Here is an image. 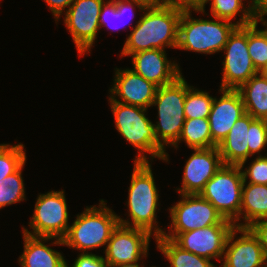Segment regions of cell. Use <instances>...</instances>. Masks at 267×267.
I'll use <instances>...</instances> for the list:
<instances>
[{"mask_svg":"<svg viewBox=\"0 0 267 267\" xmlns=\"http://www.w3.org/2000/svg\"><path fill=\"white\" fill-rule=\"evenodd\" d=\"M185 8L186 4L174 1L147 7L127 36L120 57L143 50L176 49L179 20Z\"/></svg>","mask_w":267,"mask_h":267,"instance_id":"obj_1","label":"cell"},{"mask_svg":"<svg viewBox=\"0 0 267 267\" xmlns=\"http://www.w3.org/2000/svg\"><path fill=\"white\" fill-rule=\"evenodd\" d=\"M131 183L128 188V217H119V224L149 232L154 238L163 236L165 230L158 226L157 210L159 204L158 189L155 185L150 162H134Z\"/></svg>","mask_w":267,"mask_h":267,"instance_id":"obj_2","label":"cell"},{"mask_svg":"<svg viewBox=\"0 0 267 267\" xmlns=\"http://www.w3.org/2000/svg\"><path fill=\"white\" fill-rule=\"evenodd\" d=\"M109 103L117 132L139 151L134 162H150L149 158L169 161L166 148L157 141L153 122L146 117L148 109L119 103L110 97ZM145 153L151 156L148 158Z\"/></svg>","mask_w":267,"mask_h":267,"instance_id":"obj_3","label":"cell"},{"mask_svg":"<svg viewBox=\"0 0 267 267\" xmlns=\"http://www.w3.org/2000/svg\"><path fill=\"white\" fill-rule=\"evenodd\" d=\"M194 5H187L179 20L176 49L214 54L221 52L229 35L237 27L236 22L219 19H196L192 17Z\"/></svg>","mask_w":267,"mask_h":267,"instance_id":"obj_4","label":"cell"},{"mask_svg":"<svg viewBox=\"0 0 267 267\" xmlns=\"http://www.w3.org/2000/svg\"><path fill=\"white\" fill-rule=\"evenodd\" d=\"M106 205L105 200L101 199L98 206H86L81 214H77L62 238L63 244L82 253L107 246L119 224V217Z\"/></svg>","mask_w":267,"mask_h":267,"instance_id":"obj_5","label":"cell"},{"mask_svg":"<svg viewBox=\"0 0 267 267\" xmlns=\"http://www.w3.org/2000/svg\"><path fill=\"white\" fill-rule=\"evenodd\" d=\"M190 87L181 75L173 83L156 90L151 107L157 106L159 121L153 125L157 141L164 148L173 146L181 135L185 122L184 102Z\"/></svg>","mask_w":267,"mask_h":267,"instance_id":"obj_6","label":"cell"},{"mask_svg":"<svg viewBox=\"0 0 267 267\" xmlns=\"http://www.w3.org/2000/svg\"><path fill=\"white\" fill-rule=\"evenodd\" d=\"M243 182L239 165H223L200 193L235 227H239Z\"/></svg>","mask_w":267,"mask_h":267,"instance_id":"obj_7","label":"cell"},{"mask_svg":"<svg viewBox=\"0 0 267 267\" xmlns=\"http://www.w3.org/2000/svg\"><path fill=\"white\" fill-rule=\"evenodd\" d=\"M33 216L22 232L32 236L56 237L62 239L69 228L68 205L65 191H50L36 198Z\"/></svg>","mask_w":267,"mask_h":267,"instance_id":"obj_8","label":"cell"},{"mask_svg":"<svg viewBox=\"0 0 267 267\" xmlns=\"http://www.w3.org/2000/svg\"><path fill=\"white\" fill-rule=\"evenodd\" d=\"M181 200L169 208L171 224L168 233H182L215 224H234L200 194H180Z\"/></svg>","mask_w":267,"mask_h":267,"instance_id":"obj_9","label":"cell"},{"mask_svg":"<svg viewBox=\"0 0 267 267\" xmlns=\"http://www.w3.org/2000/svg\"><path fill=\"white\" fill-rule=\"evenodd\" d=\"M151 236L145 230L118 224L104 250L108 267L140 266L139 261L148 255Z\"/></svg>","mask_w":267,"mask_h":267,"instance_id":"obj_10","label":"cell"},{"mask_svg":"<svg viewBox=\"0 0 267 267\" xmlns=\"http://www.w3.org/2000/svg\"><path fill=\"white\" fill-rule=\"evenodd\" d=\"M225 53L221 89H238L252 76L259 73L251 59L247 46V25L237 26L229 35L223 50Z\"/></svg>","mask_w":267,"mask_h":267,"instance_id":"obj_11","label":"cell"},{"mask_svg":"<svg viewBox=\"0 0 267 267\" xmlns=\"http://www.w3.org/2000/svg\"><path fill=\"white\" fill-rule=\"evenodd\" d=\"M106 0H74L64 13V24L72 36L79 56L90 53L98 32L99 15Z\"/></svg>","mask_w":267,"mask_h":267,"instance_id":"obj_12","label":"cell"},{"mask_svg":"<svg viewBox=\"0 0 267 267\" xmlns=\"http://www.w3.org/2000/svg\"><path fill=\"white\" fill-rule=\"evenodd\" d=\"M234 227V224H215L182 233L165 231L163 237L172 239L182 249L200 257L222 261L228 236Z\"/></svg>","mask_w":267,"mask_h":267,"instance_id":"obj_13","label":"cell"},{"mask_svg":"<svg viewBox=\"0 0 267 267\" xmlns=\"http://www.w3.org/2000/svg\"><path fill=\"white\" fill-rule=\"evenodd\" d=\"M194 153L185 162L180 194H200L206 183L224 165L217 147L193 149Z\"/></svg>","mask_w":267,"mask_h":267,"instance_id":"obj_14","label":"cell"},{"mask_svg":"<svg viewBox=\"0 0 267 267\" xmlns=\"http://www.w3.org/2000/svg\"><path fill=\"white\" fill-rule=\"evenodd\" d=\"M237 233L241 235L237 237ZM221 267H267L258 238L249 228L234 227L230 232Z\"/></svg>","mask_w":267,"mask_h":267,"instance_id":"obj_15","label":"cell"},{"mask_svg":"<svg viewBox=\"0 0 267 267\" xmlns=\"http://www.w3.org/2000/svg\"><path fill=\"white\" fill-rule=\"evenodd\" d=\"M115 69L114 83L109 89V97L113 101L127 105L145 109L151 107L158 87L135 73L132 69Z\"/></svg>","mask_w":267,"mask_h":267,"instance_id":"obj_16","label":"cell"},{"mask_svg":"<svg viewBox=\"0 0 267 267\" xmlns=\"http://www.w3.org/2000/svg\"><path fill=\"white\" fill-rule=\"evenodd\" d=\"M220 98L214 97L208 121L212 147H217L235 122L245 114L242 97L237 89H219Z\"/></svg>","mask_w":267,"mask_h":267,"instance_id":"obj_17","label":"cell"},{"mask_svg":"<svg viewBox=\"0 0 267 267\" xmlns=\"http://www.w3.org/2000/svg\"><path fill=\"white\" fill-rule=\"evenodd\" d=\"M131 57L132 70L157 87L171 84L182 75L179 64L168 60L166 50H143Z\"/></svg>","mask_w":267,"mask_h":267,"instance_id":"obj_18","label":"cell"},{"mask_svg":"<svg viewBox=\"0 0 267 267\" xmlns=\"http://www.w3.org/2000/svg\"><path fill=\"white\" fill-rule=\"evenodd\" d=\"M24 250L19 256L21 267H65L67 262L61 252L47 246L45 242L51 241L52 245H64L62 239L56 237L32 236L23 232ZM56 239V240H55Z\"/></svg>","mask_w":267,"mask_h":267,"instance_id":"obj_19","label":"cell"},{"mask_svg":"<svg viewBox=\"0 0 267 267\" xmlns=\"http://www.w3.org/2000/svg\"><path fill=\"white\" fill-rule=\"evenodd\" d=\"M254 118L245 113L217 146L224 165H239L244 168L248 160L249 127Z\"/></svg>","mask_w":267,"mask_h":267,"instance_id":"obj_20","label":"cell"},{"mask_svg":"<svg viewBox=\"0 0 267 267\" xmlns=\"http://www.w3.org/2000/svg\"><path fill=\"white\" fill-rule=\"evenodd\" d=\"M241 218L245 223L241 222ZM262 219H267V185L251 184L244 181L239 227L248 228L254 222Z\"/></svg>","mask_w":267,"mask_h":267,"instance_id":"obj_21","label":"cell"},{"mask_svg":"<svg viewBox=\"0 0 267 267\" xmlns=\"http://www.w3.org/2000/svg\"><path fill=\"white\" fill-rule=\"evenodd\" d=\"M243 1L244 0H199L198 3L194 5V11L205 15V5L210 2V12L213 17L232 22V19H235L237 14H241L236 25L245 26L254 22L253 0H251V2L248 1L249 5L247 7L244 5Z\"/></svg>","mask_w":267,"mask_h":267,"instance_id":"obj_22","label":"cell"},{"mask_svg":"<svg viewBox=\"0 0 267 267\" xmlns=\"http://www.w3.org/2000/svg\"><path fill=\"white\" fill-rule=\"evenodd\" d=\"M242 97L245 113L254 119L267 114V75L259 72L237 89Z\"/></svg>","mask_w":267,"mask_h":267,"instance_id":"obj_23","label":"cell"},{"mask_svg":"<svg viewBox=\"0 0 267 267\" xmlns=\"http://www.w3.org/2000/svg\"><path fill=\"white\" fill-rule=\"evenodd\" d=\"M155 241L157 249L169 261L170 267H217L209 259L182 249L172 239L161 236Z\"/></svg>","mask_w":267,"mask_h":267,"instance_id":"obj_24","label":"cell"},{"mask_svg":"<svg viewBox=\"0 0 267 267\" xmlns=\"http://www.w3.org/2000/svg\"><path fill=\"white\" fill-rule=\"evenodd\" d=\"M182 141L192 150L211 148L212 138L208 118L185 119L181 135L172 147L178 148Z\"/></svg>","mask_w":267,"mask_h":267,"instance_id":"obj_25","label":"cell"},{"mask_svg":"<svg viewBox=\"0 0 267 267\" xmlns=\"http://www.w3.org/2000/svg\"><path fill=\"white\" fill-rule=\"evenodd\" d=\"M135 8H139V11L142 12V11H145L147 6L142 4L139 1H136V0H107L103 4L101 12H100V15H99V26H100V28L102 29V27L106 26V27H108L107 29H110V28L114 29L116 26L114 27L111 23L113 22L112 20L115 21V19L119 20L118 23H122V25L117 26V28H115V29L118 30V28L119 27L121 28V26L122 27L125 26L124 28H127L126 27L127 24H125L123 22L124 19L123 20H121V19L124 18L127 13L128 14L132 13L131 16L134 17V15H135L134 14V9ZM110 19H111V21H110Z\"/></svg>","mask_w":267,"mask_h":267,"instance_id":"obj_26","label":"cell"},{"mask_svg":"<svg viewBox=\"0 0 267 267\" xmlns=\"http://www.w3.org/2000/svg\"><path fill=\"white\" fill-rule=\"evenodd\" d=\"M247 46L256 70L265 72L267 69V31L259 30L257 23L247 25Z\"/></svg>","mask_w":267,"mask_h":267,"instance_id":"obj_27","label":"cell"},{"mask_svg":"<svg viewBox=\"0 0 267 267\" xmlns=\"http://www.w3.org/2000/svg\"><path fill=\"white\" fill-rule=\"evenodd\" d=\"M214 97L208 92L191 86L186 92L184 102L185 119L208 118Z\"/></svg>","mask_w":267,"mask_h":267,"instance_id":"obj_28","label":"cell"},{"mask_svg":"<svg viewBox=\"0 0 267 267\" xmlns=\"http://www.w3.org/2000/svg\"><path fill=\"white\" fill-rule=\"evenodd\" d=\"M25 163L13 174L0 182V209L26 200L22 170Z\"/></svg>","mask_w":267,"mask_h":267,"instance_id":"obj_29","label":"cell"},{"mask_svg":"<svg viewBox=\"0 0 267 267\" xmlns=\"http://www.w3.org/2000/svg\"><path fill=\"white\" fill-rule=\"evenodd\" d=\"M26 150L24 145L0 144V182L8 175L15 173L26 163Z\"/></svg>","mask_w":267,"mask_h":267,"instance_id":"obj_30","label":"cell"},{"mask_svg":"<svg viewBox=\"0 0 267 267\" xmlns=\"http://www.w3.org/2000/svg\"><path fill=\"white\" fill-rule=\"evenodd\" d=\"M248 158L258 154L267 146V126L262 119H254L249 127Z\"/></svg>","mask_w":267,"mask_h":267,"instance_id":"obj_31","label":"cell"},{"mask_svg":"<svg viewBox=\"0 0 267 267\" xmlns=\"http://www.w3.org/2000/svg\"><path fill=\"white\" fill-rule=\"evenodd\" d=\"M245 168L240 169L246 183L267 185V153L266 156H256L249 167Z\"/></svg>","mask_w":267,"mask_h":267,"instance_id":"obj_32","label":"cell"},{"mask_svg":"<svg viewBox=\"0 0 267 267\" xmlns=\"http://www.w3.org/2000/svg\"><path fill=\"white\" fill-rule=\"evenodd\" d=\"M70 267H108V264L103 256L89 252L80 253Z\"/></svg>","mask_w":267,"mask_h":267,"instance_id":"obj_33","label":"cell"},{"mask_svg":"<svg viewBox=\"0 0 267 267\" xmlns=\"http://www.w3.org/2000/svg\"><path fill=\"white\" fill-rule=\"evenodd\" d=\"M248 228L258 238L267 259V219L256 221Z\"/></svg>","mask_w":267,"mask_h":267,"instance_id":"obj_34","label":"cell"},{"mask_svg":"<svg viewBox=\"0 0 267 267\" xmlns=\"http://www.w3.org/2000/svg\"><path fill=\"white\" fill-rule=\"evenodd\" d=\"M49 6L52 15H54L55 22H59L60 17L64 14L73 3L74 0H44ZM67 8V9H66ZM65 10V11H64Z\"/></svg>","mask_w":267,"mask_h":267,"instance_id":"obj_35","label":"cell"},{"mask_svg":"<svg viewBox=\"0 0 267 267\" xmlns=\"http://www.w3.org/2000/svg\"><path fill=\"white\" fill-rule=\"evenodd\" d=\"M267 16V0H253L254 23L263 22Z\"/></svg>","mask_w":267,"mask_h":267,"instance_id":"obj_36","label":"cell"},{"mask_svg":"<svg viewBox=\"0 0 267 267\" xmlns=\"http://www.w3.org/2000/svg\"><path fill=\"white\" fill-rule=\"evenodd\" d=\"M141 2L142 4L146 5L147 7L150 6H158L166 2V0H136Z\"/></svg>","mask_w":267,"mask_h":267,"instance_id":"obj_37","label":"cell"},{"mask_svg":"<svg viewBox=\"0 0 267 267\" xmlns=\"http://www.w3.org/2000/svg\"><path fill=\"white\" fill-rule=\"evenodd\" d=\"M166 1H174V2H180L187 5H196L199 0H166Z\"/></svg>","mask_w":267,"mask_h":267,"instance_id":"obj_38","label":"cell"},{"mask_svg":"<svg viewBox=\"0 0 267 267\" xmlns=\"http://www.w3.org/2000/svg\"><path fill=\"white\" fill-rule=\"evenodd\" d=\"M262 25L265 26V30L267 31V20L266 19L262 22Z\"/></svg>","mask_w":267,"mask_h":267,"instance_id":"obj_39","label":"cell"},{"mask_svg":"<svg viewBox=\"0 0 267 267\" xmlns=\"http://www.w3.org/2000/svg\"><path fill=\"white\" fill-rule=\"evenodd\" d=\"M262 120H263V123L267 126V114L264 116Z\"/></svg>","mask_w":267,"mask_h":267,"instance_id":"obj_40","label":"cell"}]
</instances>
